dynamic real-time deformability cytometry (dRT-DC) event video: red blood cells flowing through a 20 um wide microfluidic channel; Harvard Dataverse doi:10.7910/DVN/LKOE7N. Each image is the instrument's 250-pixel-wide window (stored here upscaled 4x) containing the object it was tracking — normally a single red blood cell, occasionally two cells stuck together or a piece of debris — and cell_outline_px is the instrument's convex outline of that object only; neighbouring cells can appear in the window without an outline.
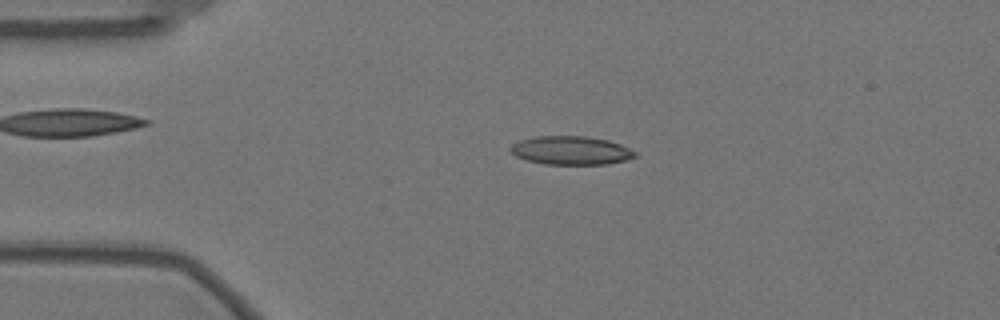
{"species": "Egyptian fruit bat (a non-hibernating species)", "species_latin": "Rousettus aegyptiacus", "temperature_condition": "warm", "stored_images_in_passage": 45, "camera_frame_rate_fps": 3000, "um_per_image_px": 0.085, "animal": {"sex": "female"}, "frame": {"image": 1, "passage_image": 11, "time_ms": 3.333, "image_size_px": [1000, 320], "cell_outline_px": [[640, 156], [628, 160], [608, 164], [544, 164], [528, 160], [516, 156], [508, 148], [512, 144], [520, 140], [536, 136], [584, 136], [608, 140], [620, 144], [636, 152]], "centroid_in_image_um": [48.57, 12.79], "position_along_channel_um": 36.4, "area_um2": 20.81}}
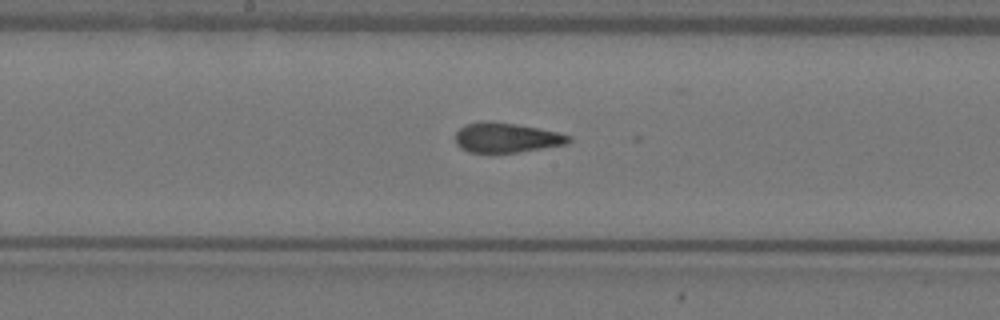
{"frame": {"image": 2, "passage_image": 28, "time_ms": 9.0, "image_size_px": [1000, 320], "cell_outline_px": [[572, 140], [568, 144], [520, 152], [468, 152], [460, 148], [456, 144], [456, 132], [464, 124], [488, 120], [492, 120], [540, 128], [572, 136]], "centroid_in_image_um": [43.05, 11.69], "position_along_channel_um": 205.1, "area_um2": 19.88}}
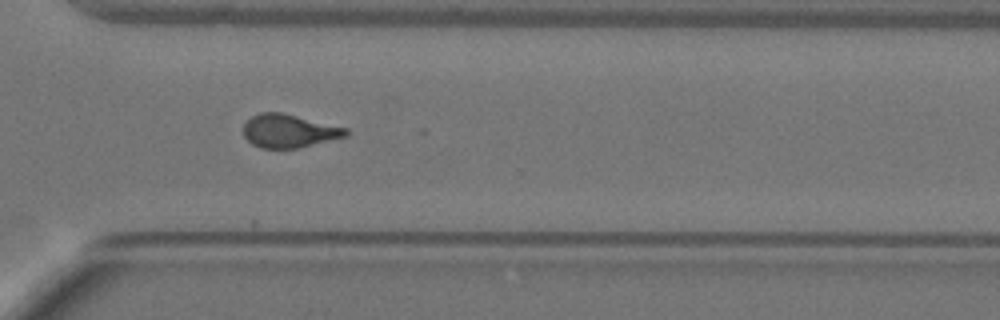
{"frame": {"image": 3, "passage_image": 40, "time_ms": 13.0, "image_size_px": [1000, 320], "cell_outline_px": [[348, 136], [300, 148], [260, 148], [252, 144], [244, 136], [244, 124], [252, 116], [260, 112], [280, 112], [348, 128]], "centroid_in_image_um": [24.58, 11.14], "position_along_channel_um": 346.0, "area_um2": 19.88}, "authors_computed_cell_mechanics": {"area_um2": 20.4612, "velocity_mm_per_s": 3.5521, "shape_relaxation_time_tau1_ms": null, "shape_relaxation_time_tau2_ms": 1.1429, "deformation_change_tau1": null, "deformation_change_tau2": 0.0931}}